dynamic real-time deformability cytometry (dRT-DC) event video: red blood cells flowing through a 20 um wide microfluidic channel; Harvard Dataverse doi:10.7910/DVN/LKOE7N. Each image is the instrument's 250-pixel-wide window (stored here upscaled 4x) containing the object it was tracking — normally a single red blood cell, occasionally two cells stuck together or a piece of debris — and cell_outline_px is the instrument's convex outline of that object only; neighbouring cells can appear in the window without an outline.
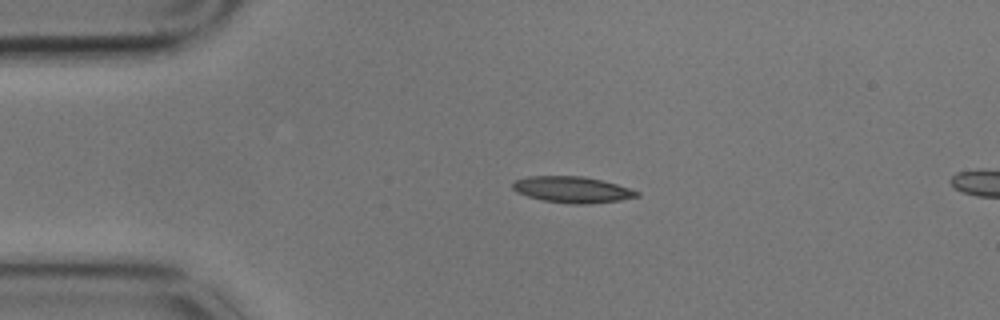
{"species": "common noctule bat (a hibernating species)", "species_latin": "Nyctalus noctula", "temperature_condition": "cold", "stored_images_in_passage": 4, "camera_frame_rate_fps": 3000, "um_per_image_px": 0.085, "animal": {"sex": "male", "body_mass_g": 17.9}, "frame": {"image": 1, "passage_image": 3, "time_ms": 0.667, "image_size_px": [1000, 320], "cell_outline_px": [[640, 196], [620, 200], [588, 204], [568, 204], [544, 200], [528, 196], [516, 192], [512, 188], [512, 184], [516, 180], [528, 176], [580, 176], [600, 180], [616, 184], [640, 192]], "centroid_in_image_um": [48.63, 16.12], "position_along_channel_um": 36.4, "area_um2": 18.84}}